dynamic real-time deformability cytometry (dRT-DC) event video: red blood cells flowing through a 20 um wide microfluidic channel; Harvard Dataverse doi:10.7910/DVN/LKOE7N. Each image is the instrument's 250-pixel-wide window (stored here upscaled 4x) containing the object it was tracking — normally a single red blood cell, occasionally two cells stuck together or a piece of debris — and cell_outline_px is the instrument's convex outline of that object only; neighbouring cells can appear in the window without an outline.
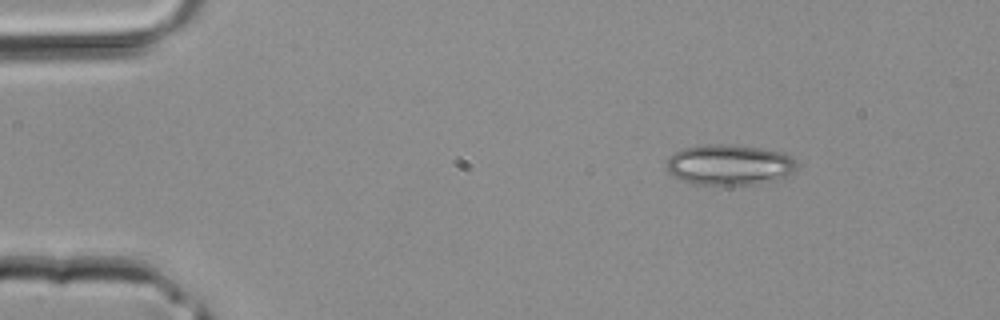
{"species": "common noctule bat (a hibernating species)", "species_latin": "Nyctalus noctula", "temperature_condition": "room temperature", "stored_images_in_passage": 36, "camera_frame_rate_fps": 3000, "um_per_image_px": 0.085, "animal": {"sex": "male", "body_mass_g": 20.4}, "frame": {"image": 1, "passage_image": 1, "time_ms": 0.0, "image_size_px": [1000, 320], "cell_outline_px": [[796, 168], [792, 172], [784, 176], [756, 184], [692, 184], [680, 180], [668, 172], [664, 160], [668, 156], [684, 148], [708, 144], [732, 144], [764, 148], [780, 152], [792, 156], [796, 160]], "centroid_in_image_um": [61.94, 13.99], "position_along_channel_um": 23.1, "area_um2": 30.87}}
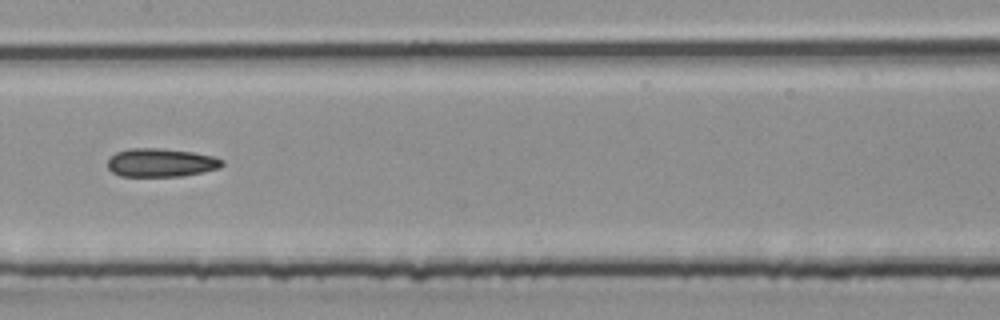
{"frame": {"image": 2, "passage_image": 16, "time_ms": 5.0, "image_size_px": [1000, 320], "cell_outline_px": [[224, 164], [220, 168], [204, 172], [184, 176], [120, 176], [112, 172], [108, 168], [108, 156], [116, 152], [128, 148], [160, 148], [192, 152], [212, 156], [224, 160]], "centroid_in_image_um": [13.67, 13.82], "position_along_channel_um": 193.7, "area_um2": 19.19}}
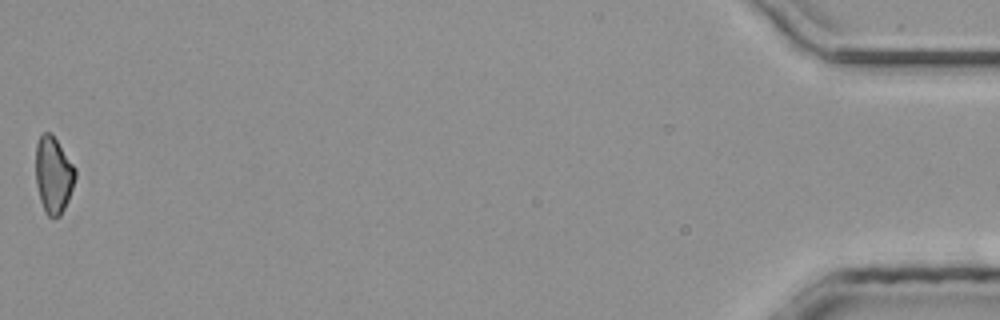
{"frame": {"image": 3, "passage_image": 36, "time_ms": 11.667, "image_size_px": [1000, 320], "cell_outline_px": [[76, 176], [68, 200], [60, 216], [52, 220], [44, 212], [40, 200], [36, 184], [36, 144], [40, 136], [44, 132], [52, 132], [76, 168]], "centroid_in_image_um": [4.54, 14.88], "position_along_channel_um": 430.7, "area_um2": 17.92}}